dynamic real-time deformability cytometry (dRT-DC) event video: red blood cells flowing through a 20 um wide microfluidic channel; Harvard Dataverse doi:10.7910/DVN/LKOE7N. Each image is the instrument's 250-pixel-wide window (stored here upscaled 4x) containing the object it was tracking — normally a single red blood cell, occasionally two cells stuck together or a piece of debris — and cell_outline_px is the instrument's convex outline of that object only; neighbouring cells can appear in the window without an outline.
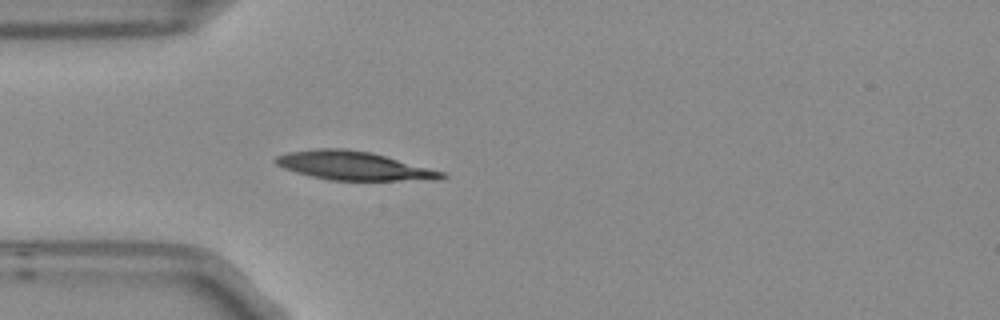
{"species": "Egyptian fruit bat (a non-hibernating species)", "species_latin": "Rousettus aegyptiacus", "temperature_condition": "room temperature", "stored_images_in_passage": 3, "camera_frame_rate_fps": 3000, "um_per_image_px": 0.085, "frame": {"image": 1, "passage_image": 3, "time_ms": 0.667, "image_size_px": [1000, 320], "cell_outline_px": [[448, 176], [440, 180], [332, 180], [312, 176], [296, 172], [284, 168], [276, 164], [272, 160], [276, 156], [288, 152], [316, 148], [344, 148], [368, 152], [384, 156], [444, 172]], "centroid_in_image_um": [30.04, 14.09], "position_along_channel_um": 55.0, "area_um2": 27.46}}